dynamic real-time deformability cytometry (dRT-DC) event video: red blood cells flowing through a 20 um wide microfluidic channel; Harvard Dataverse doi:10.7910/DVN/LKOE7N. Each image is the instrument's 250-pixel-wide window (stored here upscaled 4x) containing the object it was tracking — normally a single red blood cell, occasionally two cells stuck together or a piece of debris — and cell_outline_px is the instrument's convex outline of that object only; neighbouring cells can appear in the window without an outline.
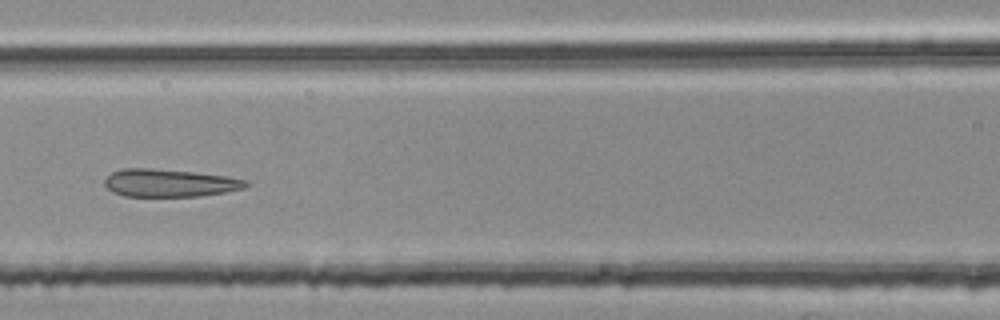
{"species": "common noctule bat (a hibernating species)", "species_latin": "Nyctalus noctula", "temperature_condition": "room temperature", "stored_images_in_passage": 51, "segment_of_instrument_passage": [2, 2], "camera_frame_rate_fps": 3000, "um_per_image_px": 0.085, "animal": {"sex": "female", "body_mass_g": 25.1}, "frame": {"image": 1, "passage_image": 23, "time_ms": 7.333, "image_size_px": [1000, 320], "cell_outline_px": [[248, 184], [244, 188], [224, 192], [200, 196], [124, 196], [112, 192], [104, 184], [104, 180], [112, 172], [124, 168], [148, 168], [192, 172], [228, 176], [248, 180]], "centroid_in_image_um": [14.4, 15.55], "position_along_channel_um": 152.2, "area_um2": 22.72}}
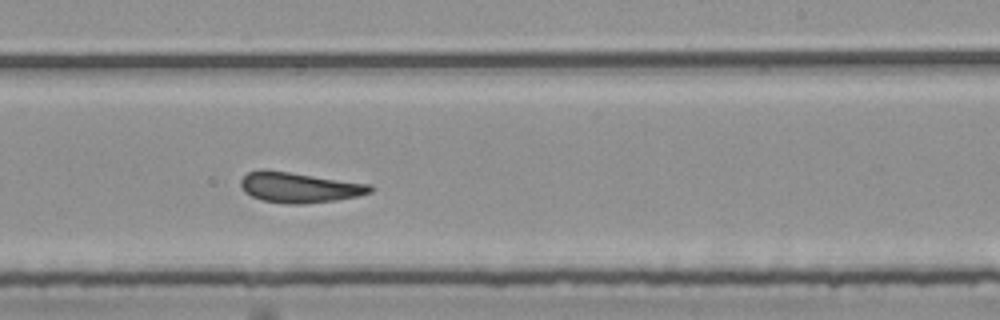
{"frame": {"image": 2, "passage_image": 32, "time_ms": 10.333, "image_size_px": [1000, 320], "cell_outline_px": [[372, 192], [360, 196], [336, 200], [300, 204], [288, 204], [260, 200], [244, 192], [240, 184], [240, 180], [248, 172], [288, 172], [372, 184]], "centroid_in_image_um": [25.5, 15.96], "position_along_channel_um": 263.5, "area_um2": 22.43}}
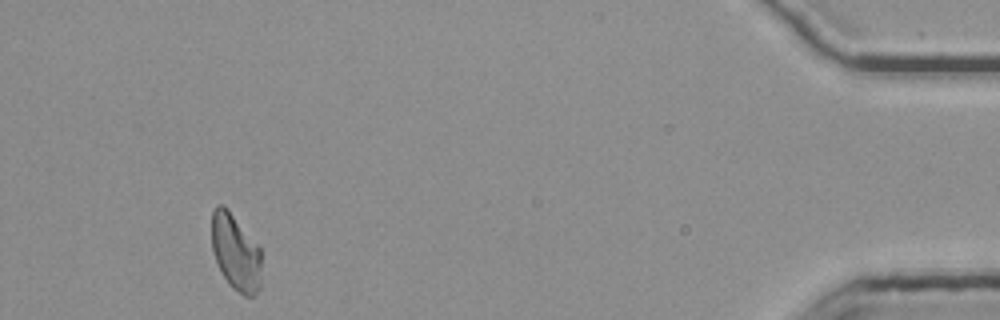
{"frame": {"image": 3, "passage_image": 50, "time_ms": 16.333, "image_size_px": [1000, 320], "cell_outline_px": [[260, 288], [252, 296], [244, 296], [232, 288], [228, 284], [216, 264], [212, 248], [212, 212], [216, 204], [224, 204], [228, 208], [260, 248]], "centroid_in_image_um": [20.0, 21.44], "position_along_channel_um": 415.2, "area_um2": 22.25}}